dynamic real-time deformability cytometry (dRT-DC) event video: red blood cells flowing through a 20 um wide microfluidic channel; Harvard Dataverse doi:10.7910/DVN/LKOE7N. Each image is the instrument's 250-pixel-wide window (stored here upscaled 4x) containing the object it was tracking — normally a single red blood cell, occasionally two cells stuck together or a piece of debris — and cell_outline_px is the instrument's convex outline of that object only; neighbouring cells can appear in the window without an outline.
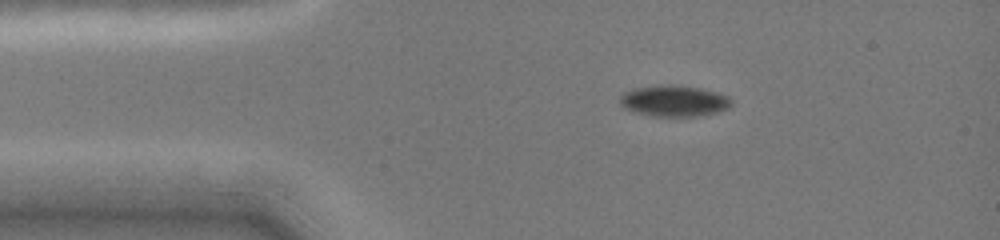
{"species": "common noctule bat (a hibernating species)", "species_latin": "Nyctalus noctula", "temperature_condition": "cold", "stored_images_in_passage": 12, "camera_frame_rate_fps": 3000, "um_per_image_px": 0.085, "animal": {"sex": "female", "body_mass_g": 19.0, "forearm_length_mm": 51.5}, "frame": {"image": 1, "passage_image": 3, "time_ms": 1.333, "image_size_px": [1000, 240], "cell_outline_px": [[732, 104], [728, 108], [704, 116], [652, 116], [636, 112], [624, 108], [620, 104], [620, 96], [624, 92], [636, 88], [660, 84], [680, 84], [700, 88], [716, 92], [728, 96], [732, 100]], "centroid_in_image_um": [57.31, 8.56], "position_along_channel_um": 27.7, "area_um2": 20.46}}
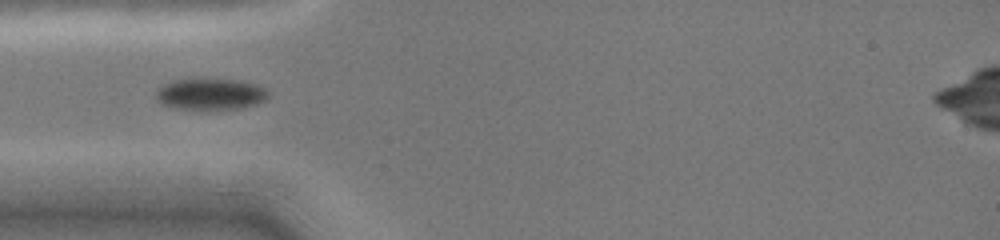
{"frame": {"image": 2, "passage_image": 11, "time_ms": 3.333, "image_size_px": [1000, 240], "cell_outline_px": [[268, 96], [264, 100], [256, 104], [244, 108], [216, 112], [196, 112], [160, 104], [156, 100], [156, 88], [172, 80], [240, 80], [256, 84], [264, 88], [268, 92]], "centroid_in_image_um": [17.86, 8.07], "position_along_channel_um": 67.1, "area_um2": 21.33}}